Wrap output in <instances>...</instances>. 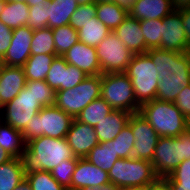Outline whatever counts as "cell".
Instances as JSON below:
<instances>
[{
    "label": "cell",
    "mask_w": 190,
    "mask_h": 190,
    "mask_svg": "<svg viewBox=\"0 0 190 190\" xmlns=\"http://www.w3.org/2000/svg\"><path fill=\"white\" fill-rule=\"evenodd\" d=\"M4 124V119H3V115H2V111L0 108V126Z\"/></svg>",
    "instance_id": "obj_56"
},
{
    "label": "cell",
    "mask_w": 190,
    "mask_h": 190,
    "mask_svg": "<svg viewBox=\"0 0 190 190\" xmlns=\"http://www.w3.org/2000/svg\"><path fill=\"white\" fill-rule=\"evenodd\" d=\"M173 10L171 0H136L128 13L141 21L163 19Z\"/></svg>",
    "instance_id": "obj_21"
},
{
    "label": "cell",
    "mask_w": 190,
    "mask_h": 190,
    "mask_svg": "<svg viewBox=\"0 0 190 190\" xmlns=\"http://www.w3.org/2000/svg\"><path fill=\"white\" fill-rule=\"evenodd\" d=\"M30 50L31 55H56L52 29L48 27L34 29Z\"/></svg>",
    "instance_id": "obj_32"
},
{
    "label": "cell",
    "mask_w": 190,
    "mask_h": 190,
    "mask_svg": "<svg viewBox=\"0 0 190 190\" xmlns=\"http://www.w3.org/2000/svg\"><path fill=\"white\" fill-rule=\"evenodd\" d=\"M134 135L131 126L127 124L113 139V150L119 158H131L134 147Z\"/></svg>",
    "instance_id": "obj_35"
},
{
    "label": "cell",
    "mask_w": 190,
    "mask_h": 190,
    "mask_svg": "<svg viewBox=\"0 0 190 190\" xmlns=\"http://www.w3.org/2000/svg\"><path fill=\"white\" fill-rule=\"evenodd\" d=\"M101 74L125 72L133 53L111 31L96 47Z\"/></svg>",
    "instance_id": "obj_10"
},
{
    "label": "cell",
    "mask_w": 190,
    "mask_h": 190,
    "mask_svg": "<svg viewBox=\"0 0 190 190\" xmlns=\"http://www.w3.org/2000/svg\"><path fill=\"white\" fill-rule=\"evenodd\" d=\"M26 142L20 130L4 123L0 126V147L13 158H22Z\"/></svg>",
    "instance_id": "obj_25"
},
{
    "label": "cell",
    "mask_w": 190,
    "mask_h": 190,
    "mask_svg": "<svg viewBox=\"0 0 190 190\" xmlns=\"http://www.w3.org/2000/svg\"><path fill=\"white\" fill-rule=\"evenodd\" d=\"M57 56H62L70 47L79 42L78 32L71 25H63L52 29Z\"/></svg>",
    "instance_id": "obj_33"
},
{
    "label": "cell",
    "mask_w": 190,
    "mask_h": 190,
    "mask_svg": "<svg viewBox=\"0 0 190 190\" xmlns=\"http://www.w3.org/2000/svg\"><path fill=\"white\" fill-rule=\"evenodd\" d=\"M178 138L182 142V161L190 159V132L181 133Z\"/></svg>",
    "instance_id": "obj_44"
},
{
    "label": "cell",
    "mask_w": 190,
    "mask_h": 190,
    "mask_svg": "<svg viewBox=\"0 0 190 190\" xmlns=\"http://www.w3.org/2000/svg\"><path fill=\"white\" fill-rule=\"evenodd\" d=\"M174 10L190 8V0H171Z\"/></svg>",
    "instance_id": "obj_48"
},
{
    "label": "cell",
    "mask_w": 190,
    "mask_h": 190,
    "mask_svg": "<svg viewBox=\"0 0 190 190\" xmlns=\"http://www.w3.org/2000/svg\"><path fill=\"white\" fill-rule=\"evenodd\" d=\"M26 86H33V96L43 107L54 105L56 91L45 81H26Z\"/></svg>",
    "instance_id": "obj_38"
},
{
    "label": "cell",
    "mask_w": 190,
    "mask_h": 190,
    "mask_svg": "<svg viewBox=\"0 0 190 190\" xmlns=\"http://www.w3.org/2000/svg\"><path fill=\"white\" fill-rule=\"evenodd\" d=\"M112 111L113 109L111 106L102 97H100L87 105L76 119L81 123L95 127Z\"/></svg>",
    "instance_id": "obj_31"
},
{
    "label": "cell",
    "mask_w": 190,
    "mask_h": 190,
    "mask_svg": "<svg viewBox=\"0 0 190 190\" xmlns=\"http://www.w3.org/2000/svg\"><path fill=\"white\" fill-rule=\"evenodd\" d=\"M101 1V2H115L117 3L119 6L129 10L132 5L136 2V0H97Z\"/></svg>",
    "instance_id": "obj_46"
},
{
    "label": "cell",
    "mask_w": 190,
    "mask_h": 190,
    "mask_svg": "<svg viewBox=\"0 0 190 190\" xmlns=\"http://www.w3.org/2000/svg\"><path fill=\"white\" fill-rule=\"evenodd\" d=\"M93 17H96V3L79 5L70 18V25L78 31Z\"/></svg>",
    "instance_id": "obj_40"
},
{
    "label": "cell",
    "mask_w": 190,
    "mask_h": 190,
    "mask_svg": "<svg viewBox=\"0 0 190 190\" xmlns=\"http://www.w3.org/2000/svg\"><path fill=\"white\" fill-rule=\"evenodd\" d=\"M14 190H32L30 184L28 183L27 179L25 178L21 181Z\"/></svg>",
    "instance_id": "obj_52"
},
{
    "label": "cell",
    "mask_w": 190,
    "mask_h": 190,
    "mask_svg": "<svg viewBox=\"0 0 190 190\" xmlns=\"http://www.w3.org/2000/svg\"><path fill=\"white\" fill-rule=\"evenodd\" d=\"M34 30L27 25L20 26L12 31V40L1 65L22 67L31 55V41Z\"/></svg>",
    "instance_id": "obj_15"
},
{
    "label": "cell",
    "mask_w": 190,
    "mask_h": 190,
    "mask_svg": "<svg viewBox=\"0 0 190 190\" xmlns=\"http://www.w3.org/2000/svg\"><path fill=\"white\" fill-rule=\"evenodd\" d=\"M176 107L182 112L188 120L190 118V85L186 86L176 97Z\"/></svg>",
    "instance_id": "obj_42"
},
{
    "label": "cell",
    "mask_w": 190,
    "mask_h": 190,
    "mask_svg": "<svg viewBox=\"0 0 190 190\" xmlns=\"http://www.w3.org/2000/svg\"><path fill=\"white\" fill-rule=\"evenodd\" d=\"M110 182L120 189H142L156 185L161 179L148 160L119 158L108 172Z\"/></svg>",
    "instance_id": "obj_3"
},
{
    "label": "cell",
    "mask_w": 190,
    "mask_h": 190,
    "mask_svg": "<svg viewBox=\"0 0 190 190\" xmlns=\"http://www.w3.org/2000/svg\"><path fill=\"white\" fill-rule=\"evenodd\" d=\"M46 1L48 0H26V4L28 6H36V5L39 6V4L45 3Z\"/></svg>",
    "instance_id": "obj_53"
},
{
    "label": "cell",
    "mask_w": 190,
    "mask_h": 190,
    "mask_svg": "<svg viewBox=\"0 0 190 190\" xmlns=\"http://www.w3.org/2000/svg\"><path fill=\"white\" fill-rule=\"evenodd\" d=\"M32 190H66L48 171L25 174Z\"/></svg>",
    "instance_id": "obj_37"
},
{
    "label": "cell",
    "mask_w": 190,
    "mask_h": 190,
    "mask_svg": "<svg viewBox=\"0 0 190 190\" xmlns=\"http://www.w3.org/2000/svg\"><path fill=\"white\" fill-rule=\"evenodd\" d=\"M78 158L63 160L50 173L52 177L66 190H72V176L77 165Z\"/></svg>",
    "instance_id": "obj_36"
},
{
    "label": "cell",
    "mask_w": 190,
    "mask_h": 190,
    "mask_svg": "<svg viewBox=\"0 0 190 190\" xmlns=\"http://www.w3.org/2000/svg\"><path fill=\"white\" fill-rule=\"evenodd\" d=\"M140 28L148 49H161L162 19L141 20Z\"/></svg>",
    "instance_id": "obj_34"
},
{
    "label": "cell",
    "mask_w": 190,
    "mask_h": 190,
    "mask_svg": "<svg viewBox=\"0 0 190 190\" xmlns=\"http://www.w3.org/2000/svg\"><path fill=\"white\" fill-rule=\"evenodd\" d=\"M74 118L57 106H45L34 115L21 131L25 142L45 136L65 138Z\"/></svg>",
    "instance_id": "obj_5"
},
{
    "label": "cell",
    "mask_w": 190,
    "mask_h": 190,
    "mask_svg": "<svg viewBox=\"0 0 190 190\" xmlns=\"http://www.w3.org/2000/svg\"><path fill=\"white\" fill-rule=\"evenodd\" d=\"M132 113L122 110H113L95 126L98 141L107 142L115 139L121 130L128 124Z\"/></svg>",
    "instance_id": "obj_22"
},
{
    "label": "cell",
    "mask_w": 190,
    "mask_h": 190,
    "mask_svg": "<svg viewBox=\"0 0 190 190\" xmlns=\"http://www.w3.org/2000/svg\"><path fill=\"white\" fill-rule=\"evenodd\" d=\"M43 106L33 96V86H25L10 102L1 107L4 123L22 131Z\"/></svg>",
    "instance_id": "obj_9"
},
{
    "label": "cell",
    "mask_w": 190,
    "mask_h": 190,
    "mask_svg": "<svg viewBox=\"0 0 190 190\" xmlns=\"http://www.w3.org/2000/svg\"><path fill=\"white\" fill-rule=\"evenodd\" d=\"M50 0L36 6H29V17L27 26L34 29H41L48 27V9Z\"/></svg>",
    "instance_id": "obj_39"
},
{
    "label": "cell",
    "mask_w": 190,
    "mask_h": 190,
    "mask_svg": "<svg viewBox=\"0 0 190 190\" xmlns=\"http://www.w3.org/2000/svg\"><path fill=\"white\" fill-rule=\"evenodd\" d=\"M139 113L160 137H178L187 131L188 120L173 102L154 99L142 104Z\"/></svg>",
    "instance_id": "obj_4"
},
{
    "label": "cell",
    "mask_w": 190,
    "mask_h": 190,
    "mask_svg": "<svg viewBox=\"0 0 190 190\" xmlns=\"http://www.w3.org/2000/svg\"><path fill=\"white\" fill-rule=\"evenodd\" d=\"M170 190H190V183H165Z\"/></svg>",
    "instance_id": "obj_49"
},
{
    "label": "cell",
    "mask_w": 190,
    "mask_h": 190,
    "mask_svg": "<svg viewBox=\"0 0 190 190\" xmlns=\"http://www.w3.org/2000/svg\"><path fill=\"white\" fill-rule=\"evenodd\" d=\"M128 10L119 6L115 2L96 3V17L107 26L110 31H114L128 16Z\"/></svg>",
    "instance_id": "obj_24"
},
{
    "label": "cell",
    "mask_w": 190,
    "mask_h": 190,
    "mask_svg": "<svg viewBox=\"0 0 190 190\" xmlns=\"http://www.w3.org/2000/svg\"><path fill=\"white\" fill-rule=\"evenodd\" d=\"M81 190H121V189L110 182L102 186L84 187Z\"/></svg>",
    "instance_id": "obj_47"
},
{
    "label": "cell",
    "mask_w": 190,
    "mask_h": 190,
    "mask_svg": "<svg viewBox=\"0 0 190 190\" xmlns=\"http://www.w3.org/2000/svg\"><path fill=\"white\" fill-rule=\"evenodd\" d=\"M93 165L109 172L116 160L119 159L113 150V140L100 142L85 157Z\"/></svg>",
    "instance_id": "obj_29"
},
{
    "label": "cell",
    "mask_w": 190,
    "mask_h": 190,
    "mask_svg": "<svg viewBox=\"0 0 190 190\" xmlns=\"http://www.w3.org/2000/svg\"><path fill=\"white\" fill-rule=\"evenodd\" d=\"M189 48L182 22V9L173 10L162 19L161 49L187 53Z\"/></svg>",
    "instance_id": "obj_13"
},
{
    "label": "cell",
    "mask_w": 190,
    "mask_h": 190,
    "mask_svg": "<svg viewBox=\"0 0 190 190\" xmlns=\"http://www.w3.org/2000/svg\"><path fill=\"white\" fill-rule=\"evenodd\" d=\"M128 124L131 126L135 140L132 157L151 162L160 136L139 112L132 113Z\"/></svg>",
    "instance_id": "obj_12"
},
{
    "label": "cell",
    "mask_w": 190,
    "mask_h": 190,
    "mask_svg": "<svg viewBox=\"0 0 190 190\" xmlns=\"http://www.w3.org/2000/svg\"><path fill=\"white\" fill-rule=\"evenodd\" d=\"M5 3H6L5 0H0V14H1L2 11H3V7H4Z\"/></svg>",
    "instance_id": "obj_55"
},
{
    "label": "cell",
    "mask_w": 190,
    "mask_h": 190,
    "mask_svg": "<svg viewBox=\"0 0 190 190\" xmlns=\"http://www.w3.org/2000/svg\"><path fill=\"white\" fill-rule=\"evenodd\" d=\"M75 155L66 137L51 138L41 136L26 142L22 155L25 174L51 172L63 160L73 159Z\"/></svg>",
    "instance_id": "obj_2"
},
{
    "label": "cell",
    "mask_w": 190,
    "mask_h": 190,
    "mask_svg": "<svg viewBox=\"0 0 190 190\" xmlns=\"http://www.w3.org/2000/svg\"><path fill=\"white\" fill-rule=\"evenodd\" d=\"M124 73L131 80L134 96L140 106L156 99L159 74L147 53L134 54Z\"/></svg>",
    "instance_id": "obj_6"
},
{
    "label": "cell",
    "mask_w": 190,
    "mask_h": 190,
    "mask_svg": "<svg viewBox=\"0 0 190 190\" xmlns=\"http://www.w3.org/2000/svg\"><path fill=\"white\" fill-rule=\"evenodd\" d=\"M121 190H142V189H121Z\"/></svg>",
    "instance_id": "obj_59"
},
{
    "label": "cell",
    "mask_w": 190,
    "mask_h": 190,
    "mask_svg": "<svg viewBox=\"0 0 190 190\" xmlns=\"http://www.w3.org/2000/svg\"><path fill=\"white\" fill-rule=\"evenodd\" d=\"M12 29L0 21V60L4 57L12 40Z\"/></svg>",
    "instance_id": "obj_43"
},
{
    "label": "cell",
    "mask_w": 190,
    "mask_h": 190,
    "mask_svg": "<svg viewBox=\"0 0 190 190\" xmlns=\"http://www.w3.org/2000/svg\"><path fill=\"white\" fill-rule=\"evenodd\" d=\"M57 55L37 54L30 55L22 66L27 81H45L52 61Z\"/></svg>",
    "instance_id": "obj_26"
},
{
    "label": "cell",
    "mask_w": 190,
    "mask_h": 190,
    "mask_svg": "<svg viewBox=\"0 0 190 190\" xmlns=\"http://www.w3.org/2000/svg\"><path fill=\"white\" fill-rule=\"evenodd\" d=\"M187 53H188V55H189V57H190V48H189V50L187 51Z\"/></svg>",
    "instance_id": "obj_60"
},
{
    "label": "cell",
    "mask_w": 190,
    "mask_h": 190,
    "mask_svg": "<svg viewBox=\"0 0 190 190\" xmlns=\"http://www.w3.org/2000/svg\"><path fill=\"white\" fill-rule=\"evenodd\" d=\"M156 65L159 83L156 99L175 102L177 95L190 85V57L188 53L148 49L146 52Z\"/></svg>",
    "instance_id": "obj_1"
},
{
    "label": "cell",
    "mask_w": 190,
    "mask_h": 190,
    "mask_svg": "<svg viewBox=\"0 0 190 190\" xmlns=\"http://www.w3.org/2000/svg\"><path fill=\"white\" fill-rule=\"evenodd\" d=\"M77 0H50L48 9V28L70 24V18L78 8Z\"/></svg>",
    "instance_id": "obj_23"
},
{
    "label": "cell",
    "mask_w": 190,
    "mask_h": 190,
    "mask_svg": "<svg viewBox=\"0 0 190 190\" xmlns=\"http://www.w3.org/2000/svg\"><path fill=\"white\" fill-rule=\"evenodd\" d=\"M101 97V75L87 76L74 88L56 91L55 103L73 118L95 99Z\"/></svg>",
    "instance_id": "obj_8"
},
{
    "label": "cell",
    "mask_w": 190,
    "mask_h": 190,
    "mask_svg": "<svg viewBox=\"0 0 190 190\" xmlns=\"http://www.w3.org/2000/svg\"><path fill=\"white\" fill-rule=\"evenodd\" d=\"M62 57L68 64L74 65L88 76L101 75L96 47L78 42L72 45Z\"/></svg>",
    "instance_id": "obj_17"
},
{
    "label": "cell",
    "mask_w": 190,
    "mask_h": 190,
    "mask_svg": "<svg viewBox=\"0 0 190 190\" xmlns=\"http://www.w3.org/2000/svg\"><path fill=\"white\" fill-rule=\"evenodd\" d=\"M182 162V142L178 137H160L151 163L162 180L169 176Z\"/></svg>",
    "instance_id": "obj_11"
},
{
    "label": "cell",
    "mask_w": 190,
    "mask_h": 190,
    "mask_svg": "<svg viewBox=\"0 0 190 190\" xmlns=\"http://www.w3.org/2000/svg\"><path fill=\"white\" fill-rule=\"evenodd\" d=\"M13 157H11L4 148L0 147V165L8 162Z\"/></svg>",
    "instance_id": "obj_50"
},
{
    "label": "cell",
    "mask_w": 190,
    "mask_h": 190,
    "mask_svg": "<svg viewBox=\"0 0 190 190\" xmlns=\"http://www.w3.org/2000/svg\"><path fill=\"white\" fill-rule=\"evenodd\" d=\"M5 1H8V2H18V3L24 2V3H26V0H5Z\"/></svg>",
    "instance_id": "obj_57"
},
{
    "label": "cell",
    "mask_w": 190,
    "mask_h": 190,
    "mask_svg": "<svg viewBox=\"0 0 190 190\" xmlns=\"http://www.w3.org/2000/svg\"><path fill=\"white\" fill-rule=\"evenodd\" d=\"M79 42L97 47L111 32L97 17H93L78 31Z\"/></svg>",
    "instance_id": "obj_30"
},
{
    "label": "cell",
    "mask_w": 190,
    "mask_h": 190,
    "mask_svg": "<svg viewBox=\"0 0 190 190\" xmlns=\"http://www.w3.org/2000/svg\"><path fill=\"white\" fill-rule=\"evenodd\" d=\"M29 6L24 3L6 1L0 14V21L12 30L27 25Z\"/></svg>",
    "instance_id": "obj_28"
},
{
    "label": "cell",
    "mask_w": 190,
    "mask_h": 190,
    "mask_svg": "<svg viewBox=\"0 0 190 190\" xmlns=\"http://www.w3.org/2000/svg\"><path fill=\"white\" fill-rule=\"evenodd\" d=\"M66 139L77 158H85L99 144L95 127L81 123L76 118L71 124Z\"/></svg>",
    "instance_id": "obj_16"
},
{
    "label": "cell",
    "mask_w": 190,
    "mask_h": 190,
    "mask_svg": "<svg viewBox=\"0 0 190 190\" xmlns=\"http://www.w3.org/2000/svg\"><path fill=\"white\" fill-rule=\"evenodd\" d=\"M187 130L190 132V118L188 119Z\"/></svg>",
    "instance_id": "obj_58"
},
{
    "label": "cell",
    "mask_w": 190,
    "mask_h": 190,
    "mask_svg": "<svg viewBox=\"0 0 190 190\" xmlns=\"http://www.w3.org/2000/svg\"><path fill=\"white\" fill-rule=\"evenodd\" d=\"M101 97L113 110L139 112L133 85L124 72L101 74Z\"/></svg>",
    "instance_id": "obj_7"
},
{
    "label": "cell",
    "mask_w": 190,
    "mask_h": 190,
    "mask_svg": "<svg viewBox=\"0 0 190 190\" xmlns=\"http://www.w3.org/2000/svg\"><path fill=\"white\" fill-rule=\"evenodd\" d=\"M164 183H190V159L183 160L177 168L165 178Z\"/></svg>",
    "instance_id": "obj_41"
},
{
    "label": "cell",
    "mask_w": 190,
    "mask_h": 190,
    "mask_svg": "<svg viewBox=\"0 0 190 190\" xmlns=\"http://www.w3.org/2000/svg\"><path fill=\"white\" fill-rule=\"evenodd\" d=\"M110 183L108 172L93 165L86 158H78L72 176V190L84 187L102 186Z\"/></svg>",
    "instance_id": "obj_18"
},
{
    "label": "cell",
    "mask_w": 190,
    "mask_h": 190,
    "mask_svg": "<svg viewBox=\"0 0 190 190\" xmlns=\"http://www.w3.org/2000/svg\"><path fill=\"white\" fill-rule=\"evenodd\" d=\"M182 22L188 44L190 45V8L182 9Z\"/></svg>",
    "instance_id": "obj_45"
},
{
    "label": "cell",
    "mask_w": 190,
    "mask_h": 190,
    "mask_svg": "<svg viewBox=\"0 0 190 190\" xmlns=\"http://www.w3.org/2000/svg\"><path fill=\"white\" fill-rule=\"evenodd\" d=\"M26 81L22 67L0 65V107L18 95Z\"/></svg>",
    "instance_id": "obj_19"
},
{
    "label": "cell",
    "mask_w": 190,
    "mask_h": 190,
    "mask_svg": "<svg viewBox=\"0 0 190 190\" xmlns=\"http://www.w3.org/2000/svg\"><path fill=\"white\" fill-rule=\"evenodd\" d=\"M77 3L79 5H85L90 3H97V0H77Z\"/></svg>",
    "instance_id": "obj_54"
},
{
    "label": "cell",
    "mask_w": 190,
    "mask_h": 190,
    "mask_svg": "<svg viewBox=\"0 0 190 190\" xmlns=\"http://www.w3.org/2000/svg\"><path fill=\"white\" fill-rule=\"evenodd\" d=\"M25 179L21 158H12L0 165V190H14Z\"/></svg>",
    "instance_id": "obj_27"
},
{
    "label": "cell",
    "mask_w": 190,
    "mask_h": 190,
    "mask_svg": "<svg viewBox=\"0 0 190 190\" xmlns=\"http://www.w3.org/2000/svg\"><path fill=\"white\" fill-rule=\"evenodd\" d=\"M88 75L74 65L68 64L62 56L52 61L45 82L55 91L74 88Z\"/></svg>",
    "instance_id": "obj_14"
},
{
    "label": "cell",
    "mask_w": 190,
    "mask_h": 190,
    "mask_svg": "<svg viewBox=\"0 0 190 190\" xmlns=\"http://www.w3.org/2000/svg\"><path fill=\"white\" fill-rule=\"evenodd\" d=\"M146 190H170V189L162 180H160L156 185L151 186Z\"/></svg>",
    "instance_id": "obj_51"
},
{
    "label": "cell",
    "mask_w": 190,
    "mask_h": 190,
    "mask_svg": "<svg viewBox=\"0 0 190 190\" xmlns=\"http://www.w3.org/2000/svg\"><path fill=\"white\" fill-rule=\"evenodd\" d=\"M113 32L133 54H141L148 51L140 28V21L129 14Z\"/></svg>",
    "instance_id": "obj_20"
}]
</instances>
